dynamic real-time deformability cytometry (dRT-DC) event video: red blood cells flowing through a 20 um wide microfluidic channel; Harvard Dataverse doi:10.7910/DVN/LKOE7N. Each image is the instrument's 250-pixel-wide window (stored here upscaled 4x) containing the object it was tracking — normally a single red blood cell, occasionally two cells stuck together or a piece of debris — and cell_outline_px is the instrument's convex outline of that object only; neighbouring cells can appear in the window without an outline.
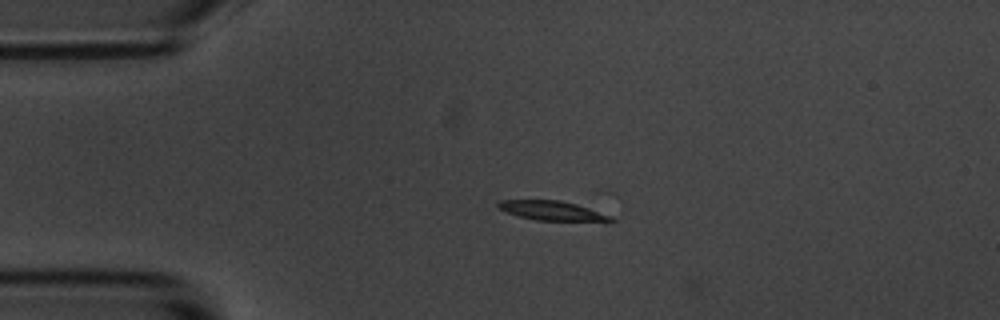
{"species": "common noctule bat (a hibernating species)", "species_latin": "Nyctalus noctula", "temperature_condition": "room temperature", "stored_images_in_passage": 3, "camera_frame_rate_fps": 3000, "um_per_image_px": 0.085, "animal": {"sex": "male", "body_mass_g": 20.1, "forearm_length_mm": 53.5}, "frame": {"image": 1, "passage_image": 2, "time_ms": 2.0, "image_size_px": [1000, 320], "cell_outline_px": [[616, 220], [604, 224], [536, 220], [520, 216], [508, 212], [500, 208], [496, 204], [500, 200], [560, 200], [576, 204], [612, 216]], "centroid_in_image_um": [47.12, 17.96], "position_along_channel_um": 37.9, "area_um2": 13.35}}